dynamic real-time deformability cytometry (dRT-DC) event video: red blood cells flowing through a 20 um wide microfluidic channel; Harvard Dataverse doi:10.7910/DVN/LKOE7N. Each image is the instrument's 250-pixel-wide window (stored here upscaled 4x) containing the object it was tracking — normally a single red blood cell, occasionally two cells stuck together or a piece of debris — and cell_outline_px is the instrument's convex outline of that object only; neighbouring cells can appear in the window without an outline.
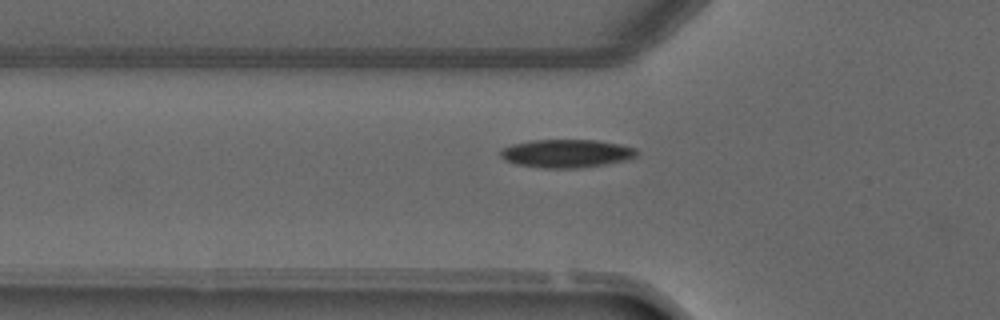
{"species": "common noctule bat (a hibernating species)", "species_latin": "Nyctalus noctula", "temperature_condition": "warm", "stored_images_in_passage": 4, "camera_frame_rate_fps": 3000, "um_per_image_px": 0.085, "animal": {"sex": "male", "forearm_length_mm": 52.5}, "frame": {"image": 1, "passage_image": 4, "time_ms": 4.333, "image_size_px": [1000, 320], "cell_outline_px": [[636, 156], [624, 160], [604, 164], [580, 168], [544, 168], [516, 164], [504, 160], [500, 156], [500, 152], [504, 148], [512, 144], [532, 140], [596, 140], [620, 144], [636, 148]], "centroid_in_image_um": [48.12, 13.04], "position_along_channel_um": 77.7, "area_um2": 22.25}}